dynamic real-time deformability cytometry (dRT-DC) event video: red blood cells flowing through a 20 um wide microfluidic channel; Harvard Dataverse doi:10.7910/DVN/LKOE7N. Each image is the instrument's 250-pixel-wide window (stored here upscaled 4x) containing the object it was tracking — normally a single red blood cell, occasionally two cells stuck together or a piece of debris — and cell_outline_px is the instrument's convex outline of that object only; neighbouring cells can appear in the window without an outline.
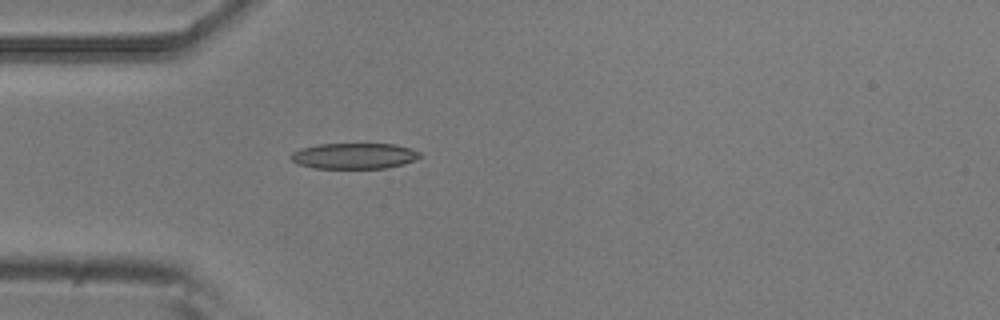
{"species": "common noctule bat (a hibernating species)", "species_latin": "Nyctalus noctula", "temperature_condition": "room temperature", "stored_images_in_passage": 5, "camera_frame_rate_fps": 3000, "um_per_image_px": 0.085, "animal": {"sex": "male", "body_mass_g": 20.5, "forearm_length_mm": 52.5}, "frame": {"image": 1, "passage_image": 5, "time_ms": 1.333, "image_size_px": [1000, 320], "cell_outline_px": [[420, 156], [416, 160], [404, 164], [384, 168], [316, 168], [296, 164], [288, 156], [292, 152], [300, 148], [320, 144], [396, 144], [412, 148], [420, 152]], "centroid_in_image_um": [30.1, 13.25], "position_along_channel_um": 54.9, "area_um2": 19.54}}